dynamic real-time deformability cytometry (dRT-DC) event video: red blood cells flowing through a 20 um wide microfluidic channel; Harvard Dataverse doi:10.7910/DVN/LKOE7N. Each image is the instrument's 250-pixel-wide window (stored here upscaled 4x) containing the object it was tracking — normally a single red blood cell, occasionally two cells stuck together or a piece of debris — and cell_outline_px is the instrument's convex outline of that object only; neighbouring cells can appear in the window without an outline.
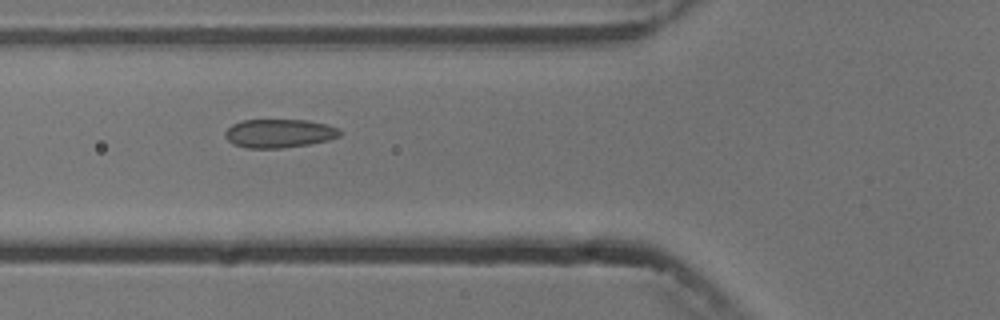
{"species": "common noctule bat (a hibernating species)", "species_latin": "Nyctalus noctula", "temperature_condition": "cold", "stored_images_in_passage": 9, "camera_frame_rate_fps": 3000, "um_per_image_px": 0.085, "animal": {"sex": "male", "body_mass_g": 13.3}, "frame": {"image": 1, "passage_image": 6, "time_ms": 5.667, "image_size_px": [1000, 320], "cell_outline_px": [[340, 136], [328, 140], [308, 144], [280, 148], [248, 148], [232, 144], [224, 136], [224, 132], [232, 124], [244, 120], [308, 120], [328, 124], [340, 128]], "centroid_in_image_um": [23.73, 11.33], "position_along_channel_um": 102.1, "area_um2": 19.19}}
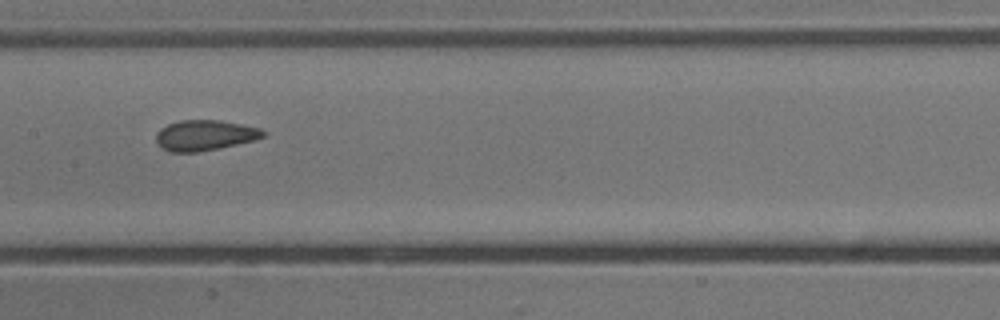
{"frame": {"image": 2, "passage_image": 8, "time_ms": 8.0, "image_size_px": [1000, 320], "cell_outline_px": [[268, 132], [264, 136], [252, 140], [220, 148], [196, 152], [172, 152], [164, 148], [156, 140], [156, 132], [160, 128], [168, 124], [180, 120], [220, 120], [260, 128]], "centroid_in_image_um": [17.41, 11.49], "position_along_channel_um": 190.0, "area_um2": 18.84}}
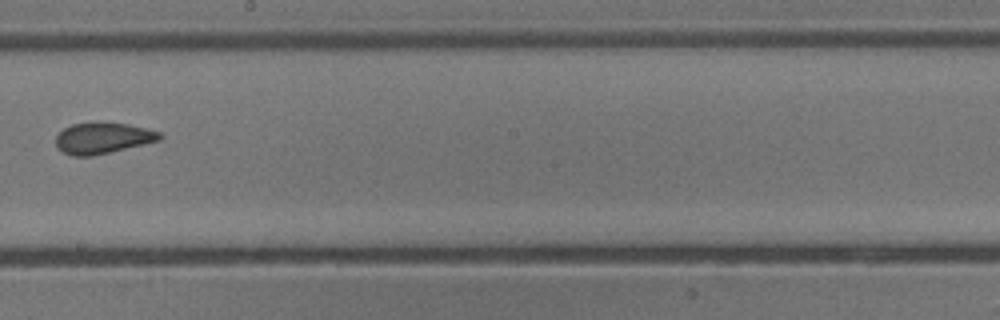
{"frame": {"image": 3, "passage_image": 9, "time_ms": 9.333, "image_size_px": [1000, 320], "cell_outline_px": [[164, 136], [160, 140], [144, 144], [92, 156], [72, 156], [64, 152], [56, 144], [56, 136], [64, 128], [72, 124], [92, 120], [128, 124], [148, 128], [160, 132]], "centroid_in_image_um": [8.75, 11.7], "position_along_channel_um": 239.4, "area_um2": 19.13}}